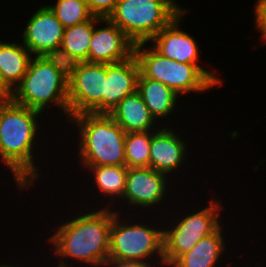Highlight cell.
Wrapping results in <instances>:
<instances>
[{
	"instance_id": "4",
	"label": "cell",
	"mask_w": 266,
	"mask_h": 267,
	"mask_svg": "<svg viewBox=\"0 0 266 267\" xmlns=\"http://www.w3.org/2000/svg\"><path fill=\"white\" fill-rule=\"evenodd\" d=\"M69 121L79 129L82 166H126V132L108 114L80 113Z\"/></svg>"
},
{
	"instance_id": "28",
	"label": "cell",
	"mask_w": 266,
	"mask_h": 267,
	"mask_svg": "<svg viewBox=\"0 0 266 267\" xmlns=\"http://www.w3.org/2000/svg\"><path fill=\"white\" fill-rule=\"evenodd\" d=\"M10 99L0 90V108L3 107Z\"/></svg>"
},
{
	"instance_id": "7",
	"label": "cell",
	"mask_w": 266,
	"mask_h": 267,
	"mask_svg": "<svg viewBox=\"0 0 266 267\" xmlns=\"http://www.w3.org/2000/svg\"><path fill=\"white\" fill-rule=\"evenodd\" d=\"M114 210V218L110 229L109 260H133L148 262L151 257H160V265H164V242L162 228L135 223L120 222L122 213ZM124 223V224H123ZM158 228V229H157ZM160 228V229H159ZM158 256V257H157ZM150 259V260H149Z\"/></svg>"
},
{
	"instance_id": "14",
	"label": "cell",
	"mask_w": 266,
	"mask_h": 267,
	"mask_svg": "<svg viewBox=\"0 0 266 267\" xmlns=\"http://www.w3.org/2000/svg\"><path fill=\"white\" fill-rule=\"evenodd\" d=\"M166 126L152 131L150 167L168 176L184 164L187 145L184 138L181 139L175 130Z\"/></svg>"
},
{
	"instance_id": "12",
	"label": "cell",
	"mask_w": 266,
	"mask_h": 267,
	"mask_svg": "<svg viewBox=\"0 0 266 267\" xmlns=\"http://www.w3.org/2000/svg\"><path fill=\"white\" fill-rule=\"evenodd\" d=\"M105 27H96L98 23ZM134 42L108 18L94 17V30L90 40L88 62L113 64L134 55Z\"/></svg>"
},
{
	"instance_id": "16",
	"label": "cell",
	"mask_w": 266,
	"mask_h": 267,
	"mask_svg": "<svg viewBox=\"0 0 266 267\" xmlns=\"http://www.w3.org/2000/svg\"><path fill=\"white\" fill-rule=\"evenodd\" d=\"M126 133L155 131L157 121L143 101L140 93L124 97L108 114ZM156 123V124H155ZM156 129H155V128Z\"/></svg>"
},
{
	"instance_id": "8",
	"label": "cell",
	"mask_w": 266,
	"mask_h": 267,
	"mask_svg": "<svg viewBox=\"0 0 266 267\" xmlns=\"http://www.w3.org/2000/svg\"><path fill=\"white\" fill-rule=\"evenodd\" d=\"M220 202V203H219ZM205 208L189 213L166 229L163 228L164 265L171 266L181 255L190 251L196 243L214 233L220 223L221 201L210 200Z\"/></svg>"
},
{
	"instance_id": "3",
	"label": "cell",
	"mask_w": 266,
	"mask_h": 267,
	"mask_svg": "<svg viewBox=\"0 0 266 267\" xmlns=\"http://www.w3.org/2000/svg\"><path fill=\"white\" fill-rule=\"evenodd\" d=\"M12 100L41 113L55 105L69 119L68 65L57 56H33Z\"/></svg>"
},
{
	"instance_id": "21",
	"label": "cell",
	"mask_w": 266,
	"mask_h": 267,
	"mask_svg": "<svg viewBox=\"0 0 266 267\" xmlns=\"http://www.w3.org/2000/svg\"><path fill=\"white\" fill-rule=\"evenodd\" d=\"M92 172L93 182L97 189L105 197H110L113 203L114 197L122 199L126 188V176L128 167L126 166H84Z\"/></svg>"
},
{
	"instance_id": "26",
	"label": "cell",
	"mask_w": 266,
	"mask_h": 267,
	"mask_svg": "<svg viewBox=\"0 0 266 267\" xmlns=\"http://www.w3.org/2000/svg\"><path fill=\"white\" fill-rule=\"evenodd\" d=\"M155 267L154 263L133 260H108L103 267Z\"/></svg>"
},
{
	"instance_id": "30",
	"label": "cell",
	"mask_w": 266,
	"mask_h": 267,
	"mask_svg": "<svg viewBox=\"0 0 266 267\" xmlns=\"http://www.w3.org/2000/svg\"><path fill=\"white\" fill-rule=\"evenodd\" d=\"M56 266L57 267H72L73 265H71V266H64V265H61V264H58V265L56 264Z\"/></svg>"
},
{
	"instance_id": "18",
	"label": "cell",
	"mask_w": 266,
	"mask_h": 267,
	"mask_svg": "<svg viewBox=\"0 0 266 267\" xmlns=\"http://www.w3.org/2000/svg\"><path fill=\"white\" fill-rule=\"evenodd\" d=\"M137 91L156 121L166 118L177 108L179 95L162 82L146 78L141 72Z\"/></svg>"
},
{
	"instance_id": "24",
	"label": "cell",
	"mask_w": 266,
	"mask_h": 267,
	"mask_svg": "<svg viewBox=\"0 0 266 267\" xmlns=\"http://www.w3.org/2000/svg\"><path fill=\"white\" fill-rule=\"evenodd\" d=\"M89 11L94 17L101 19L109 18L115 10L118 0H85Z\"/></svg>"
},
{
	"instance_id": "10",
	"label": "cell",
	"mask_w": 266,
	"mask_h": 267,
	"mask_svg": "<svg viewBox=\"0 0 266 267\" xmlns=\"http://www.w3.org/2000/svg\"><path fill=\"white\" fill-rule=\"evenodd\" d=\"M186 8L176 16L166 27L156 34L149 42L154 44L152 47L163 56L176 60L177 62L197 65L217 86L222 84V79L218 78L215 72L206 70L200 66L199 47L194 37L181 30L180 22L185 14ZM205 68V69H204Z\"/></svg>"
},
{
	"instance_id": "5",
	"label": "cell",
	"mask_w": 266,
	"mask_h": 267,
	"mask_svg": "<svg viewBox=\"0 0 266 267\" xmlns=\"http://www.w3.org/2000/svg\"><path fill=\"white\" fill-rule=\"evenodd\" d=\"M177 4L176 0H118L108 19L134 44L149 43L184 10Z\"/></svg>"
},
{
	"instance_id": "13",
	"label": "cell",
	"mask_w": 266,
	"mask_h": 267,
	"mask_svg": "<svg viewBox=\"0 0 266 267\" xmlns=\"http://www.w3.org/2000/svg\"><path fill=\"white\" fill-rule=\"evenodd\" d=\"M168 176L151 167L128 168L126 176V188L122 199L128 205L138 206L144 209L155 208L161 201H165L169 191ZM167 191V192H166Z\"/></svg>"
},
{
	"instance_id": "11",
	"label": "cell",
	"mask_w": 266,
	"mask_h": 267,
	"mask_svg": "<svg viewBox=\"0 0 266 267\" xmlns=\"http://www.w3.org/2000/svg\"><path fill=\"white\" fill-rule=\"evenodd\" d=\"M64 33L48 5H42L27 22L21 42L33 56H57Z\"/></svg>"
},
{
	"instance_id": "1",
	"label": "cell",
	"mask_w": 266,
	"mask_h": 267,
	"mask_svg": "<svg viewBox=\"0 0 266 267\" xmlns=\"http://www.w3.org/2000/svg\"><path fill=\"white\" fill-rule=\"evenodd\" d=\"M107 207L109 206L93 212L88 210L85 214L80 213L77 217L74 216L73 219L57 226V231L55 230V233L47 239L54 245V255L62 257L57 264L70 266L67 260L71 258L90 267H101L109 260L110 229L114 208Z\"/></svg>"
},
{
	"instance_id": "22",
	"label": "cell",
	"mask_w": 266,
	"mask_h": 267,
	"mask_svg": "<svg viewBox=\"0 0 266 267\" xmlns=\"http://www.w3.org/2000/svg\"><path fill=\"white\" fill-rule=\"evenodd\" d=\"M152 131L129 132L125 135L126 167H150Z\"/></svg>"
},
{
	"instance_id": "15",
	"label": "cell",
	"mask_w": 266,
	"mask_h": 267,
	"mask_svg": "<svg viewBox=\"0 0 266 267\" xmlns=\"http://www.w3.org/2000/svg\"><path fill=\"white\" fill-rule=\"evenodd\" d=\"M139 75L140 66L135 55L122 62L106 64L104 114H109L124 97L137 91Z\"/></svg>"
},
{
	"instance_id": "19",
	"label": "cell",
	"mask_w": 266,
	"mask_h": 267,
	"mask_svg": "<svg viewBox=\"0 0 266 267\" xmlns=\"http://www.w3.org/2000/svg\"><path fill=\"white\" fill-rule=\"evenodd\" d=\"M20 44L0 41V74L12 91L21 83L33 57L23 43Z\"/></svg>"
},
{
	"instance_id": "29",
	"label": "cell",
	"mask_w": 266,
	"mask_h": 267,
	"mask_svg": "<svg viewBox=\"0 0 266 267\" xmlns=\"http://www.w3.org/2000/svg\"><path fill=\"white\" fill-rule=\"evenodd\" d=\"M0 267H14V266H11V265H9V264L6 265L5 263H4V264L2 263V264L0 265ZM15 267H19V266H15Z\"/></svg>"
},
{
	"instance_id": "25",
	"label": "cell",
	"mask_w": 266,
	"mask_h": 267,
	"mask_svg": "<svg viewBox=\"0 0 266 267\" xmlns=\"http://www.w3.org/2000/svg\"><path fill=\"white\" fill-rule=\"evenodd\" d=\"M256 5H254V21L255 27L261 33V38L263 39L264 45H266V0H257Z\"/></svg>"
},
{
	"instance_id": "9",
	"label": "cell",
	"mask_w": 266,
	"mask_h": 267,
	"mask_svg": "<svg viewBox=\"0 0 266 267\" xmlns=\"http://www.w3.org/2000/svg\"><path fill=\"white\" fill-rule=\"evenodd\" d=\"M106 64L77 62L68 66L69 118L80 113L104 114Z\"/></svg>"
},
{
	"instance_id": "23",
	"label": "cell",
	"mask_w": 266,
	"mask_h": 267,
	"mask_svg": "<svg viewBox=\"0 0 266 267\" xmlns=\"http://www.w3.org/2000/svg\"><path fill=\"white\" fill-rule=\"evenodd\" d=\"M64 28L90 20L93 15L85 0H57L48 5Z\"/></svg>"
},
{
	"instance_id": "27",
	"label": "cell",
	"mask_w": 266,
	"mask_h": 267,
	"mask_svg": "<svg viewBox=\"0 0 266 267\" xmlns=\"http://www.w3.org/2000/svg\"><path fill=\"white\" fill-rule=\"evenodd\" d=\"M0 90L11 100L13 91L5 84L0 74Z\"/></svg>"
},
{
	"instance_id": "2",
	"label": "cell",
	"mask_w": 266,
	"mask_h": 267,
	"mask_svg": "<svg viewBox=\"0 0 266 267\" xmlns=\"http://www.w3.org/2000/svg\"><path fill=\"white\" fill-rule=\"evenodd\" d=\"M41 114L12 99L0 108V160L10 169L19 190L33 187L34 180L41 177L33 159Z\"/></svg>"
},
{
	"instance_id": "17",
	"label": "cell",
	"mask_w": 266,
	"mask_h": 267,
	"mask_svg": "<svg viewBox=\"0 0 266 267\" xmlns=\"http://www.w3.org/2000/svg\"><path fill=\"white\" fill-rule=\"evenodd\" d=\"M222 225L211 235L200 239L187 253L181 255L170 267H216L225 252Z\"/></svg>"
},
{
	"instance_id": "6",
	"label": "cell",
	"mask_w": 266,
	"mask_h": 267,
	"mask_svg": "<svg viewBox=\"0 0 266 267\" xmlns=\"http://www.w3.org/2000/svg\"><path fill=\"white\" fill-rule=\"evenodd\" d=\"M148 42L135 44L140 72L149 79L160 81L181 96L189 92H206L216 84L195 64L169 59L153 47L145 48Z\"/></svg>"
},
{
	"instance_id": "20",
	"label": "cell",
	"mask_w": 266,
	"mask_h": 267,
	"mask_svg": "<svg viewBox=\"0 0 266 267\" xmlns=\"http://www.w3.org/2000/svg\"><path fill=\"white\" fill-rule=\"evenodd\" d=\"M94 30V16L81 24L64 28L59 57L68 66L77 62H88L90 40Z\"/></svg>"
}]
</instances>
